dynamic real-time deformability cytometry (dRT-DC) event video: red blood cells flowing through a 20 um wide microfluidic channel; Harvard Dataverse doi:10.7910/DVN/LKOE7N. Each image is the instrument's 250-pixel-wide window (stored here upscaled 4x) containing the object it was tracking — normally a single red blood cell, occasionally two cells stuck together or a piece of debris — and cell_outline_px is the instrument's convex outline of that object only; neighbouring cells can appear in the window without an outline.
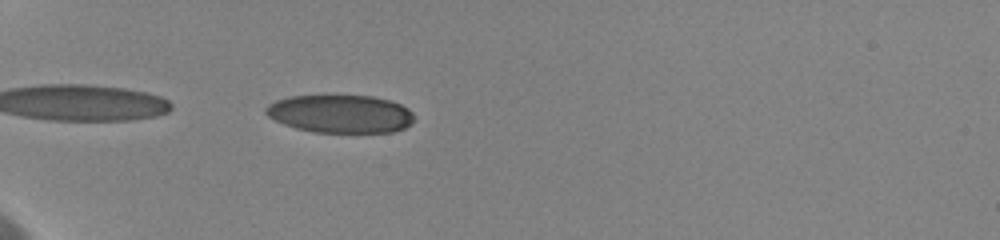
{"species": "human", "species_latin": "Homo sapiens", "temperature_condition": "cold", "stored_images_in_passage": 10, "camera_frame_rate_fps": 3000, "um_per_image_px": 0.085, "donor": {"sex": "female"}, "frame": {"image": 1, "passage_image": 2, "time_ms": 0.333, "image_size_px": [1000, 240], "cell_outline_px": [[412, 120], [404, 128], [392, 132], [312, 132], [296, 128], [284, 124], [268, 116], [264, 112], [264, 108], [268, 104], [276, 100], [292, 96], [372, 96], [388, 100], [400, 104], [408, 108], [412, 112]], "centroid_in_image_um": [28.9, 9.68], "position_along_channel_um": 56.1, "area_um2": 32.6}}